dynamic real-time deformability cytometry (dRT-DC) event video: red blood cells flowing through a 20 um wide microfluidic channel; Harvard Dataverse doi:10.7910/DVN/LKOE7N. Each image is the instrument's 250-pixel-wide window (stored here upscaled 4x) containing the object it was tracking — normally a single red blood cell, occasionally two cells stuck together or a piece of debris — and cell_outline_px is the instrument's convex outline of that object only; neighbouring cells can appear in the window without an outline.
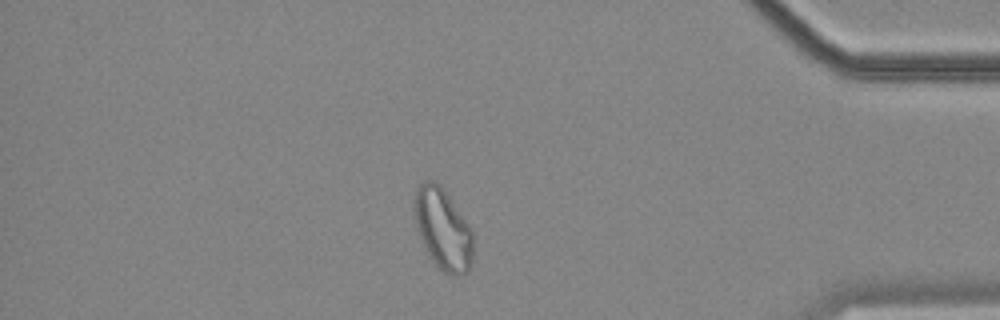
{"species": "common noctule bat (a hibernating species)", "species_latin": "Nyctalus noctula", "temperature_condition": "cold", "stored_images_in_passage": 57, "camera_frame_rate_fps": 3000, "um_per_image_px": 0.085, "animal": {"sex": "female", "body_mass_g": 18.4}, "frame": {"image": 1, "passage_image": 49, "time_ms": 16.0, "image_size_px": [1000, 320], "cell_outline_px": [[472, 264], [468, 272], [464, 276], [452, 276], [444, 272], [428, 256], [416, 228], [412, 204], [412, 200], [416, 188], [424, 180], [432, 180], [440, 184], [472, 228]], "centroid_in_image_um": [37.63, 19.47], "position_along_channel_um": 397.6, "area_um2": 28.38}, "authors_computed_cell_mechanics": {"area_um2": 27.5128, "velocity_mm_per_s": 3.5131, "shape_relaxation_time_tau1_ms": null, "shape_relaxation_time_tau2_ms": 1.8197, "deformation_change_tau1": null, "deformation_change_tau2": 0.0721}}